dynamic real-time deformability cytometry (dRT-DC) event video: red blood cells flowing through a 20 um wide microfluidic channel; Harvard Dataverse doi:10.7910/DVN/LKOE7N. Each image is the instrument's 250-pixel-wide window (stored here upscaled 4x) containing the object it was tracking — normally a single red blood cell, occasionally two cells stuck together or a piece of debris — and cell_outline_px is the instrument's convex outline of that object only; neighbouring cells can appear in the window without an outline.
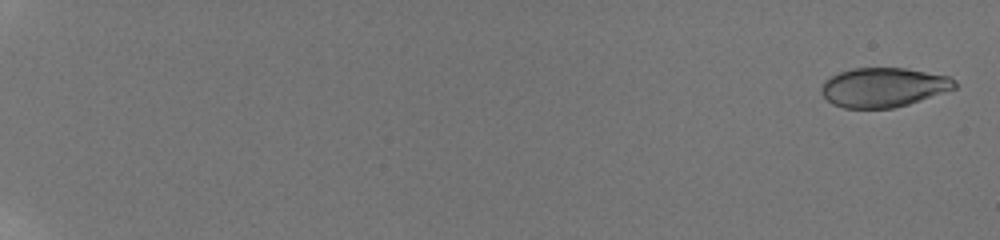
{"species": "human", "species_latin": "Homo sapiens", "temperature_condition": "room temperature", "stored_images_in_passage": 26, "camera_frame_rate_fps": 3000, "um_per_image_px": 0.085, "donor": {"sex": "male"}, "frame": {"image": 1, "passage_image": 1, "time_ms": 0.0, "image_size_px": [1000, 240], "cell_outline_px": [[956, 88], [908, 104], [892, 108], [844, 108], [832, 104], [820, 92], [820, 88], [824, 80], [840, 72], [852, 68], [904, 68], [948, 76], [956, 80]], "centroid_in_image_um": [75.07, 7.42], "position_along_channel_um": 9.9, "area_um2": 30.46}}
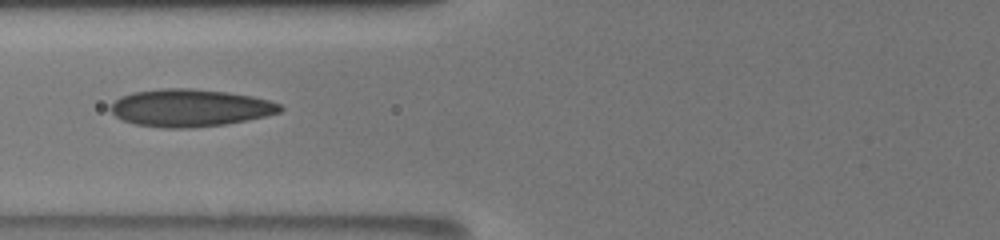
{"frame": {"image": 2, "passage_image": 17, "time_ms": 9.0, "image_size_px": [1000, 240], "cell_outline_px": [[284, 108], [280, 112], [264, 116], [224, 124], [192, 128], [164, 128], [136, 124], [124, 120], [116, 116], [108, 108], [120, 96], [132, 92], [160, 88], [192, 88], [228, 92], [252, 96], [268, 100], [280, 104]], "centroid_in_image_um": [16.13, 9.16], "position_along_channel_um": 109.7, "area_um2": 36.93}}
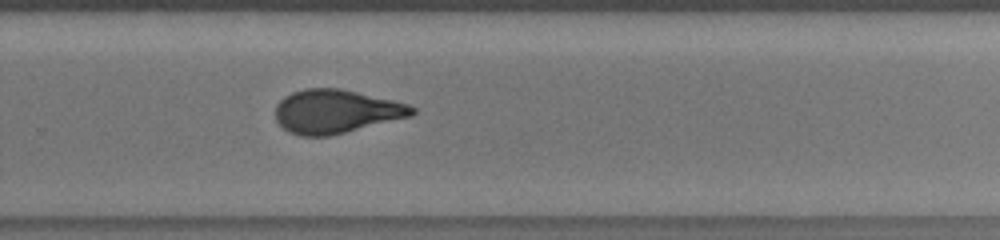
{"frame": {"image": 3, "passage_image": 26, "time_ms": 14.0, "image_size_px": [1000, 240], "cell_outline_px": [[416, 112], [412, 116], [328, 136], [300, 136], [288, 132], [276, 120], [276, 104], [284, 96], [292, 92], [304, 88], [340, 88], [392, 100], [408, 104], [416, 108]], "centroid_in_image_um": [28.54, 9.47], "position_along_channel_um": 301.3, "area_um2": 34.68}}